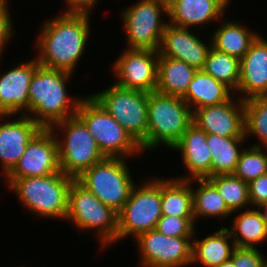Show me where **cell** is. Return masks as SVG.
<instances>
[{
	"label": "cell",
	"instance_id": "cb8c5ba5",
	"mask_svg": "<svg viewBox=\"0 0 267 267\" xmlns=\"http://www.w3.org/2000/svg\"><path fill=\"white\" fill-rule=\"evenodd\" d=\"M196 72V68L189 66L184 61L159 56L156 91L182 98Z\"/></svg>",
	"mask_w": 267,
	"mask_h": 267
},
{
	"label": "cell",
	"instance_id": "d6a6232c",
	"mask_svg": "<svg viewBox=\"0 0 267 267\" xmlns=\"http://www.w3.org/2000/svg\"><path fill=\"white\" fill-rule=\"evenodd\" d=\"M264 174H267V148L251 146L243 149L233 175L249 183Z\"/></svg>",
	"mask_w": 267,
	"mask_h": 267
},
{
	"label": "cell",
	"instance_id": "d4e9b609",
	"mask_svg": "<svg viewBox=\"0 0 267 267\" xmlns=\"http://www.w3.org/2000/svg\"><path fill=\"white\" fill-rule=\"evenodd\" d=\"M192 180L161 179V212L166 216L194 217Z\"/></svg>",
	"mask_w": 267,
	"mask_h": 267
},
{
	"label": "cell",
	"instance_id": "ffe728a7",
	"mask_svg": "<svg viewBox=\"0 0 267 267\" xmlns=\"http://www.w3.org/2000/svg\"><path fill=\"white\" fill-rule=\"evenodd\" d=\"M171 149L180 151L182 163L188 174L178 179L192 180L211 177L212 155L205 131L192 123Z\"/></svg>",
	"mask_w": 267,
	"mask_h": 267
},
{
	"label": "cell",
	"instance_id": "9a60e30c",
	"mask_svg": "<svg viewBox=\"0 0 267 267\" xmlns=\"http://www.w3.org/2000/svg\"><path fill=\"white\" fill-rule=\"evenodd\" d=\"M234 100V101H233ZM192 123L207 134L245 137L244 100L228 101L193 110Z\"/></svg>",
	"mask_w": 267,
	"mask_h": 267
},
{
	"label": "cell",
	"instance_id": "5bb4252c",
	"mask_svg": "<svg viewBox=\"0 0 267 267\" xmlns=\"http://www.w3.org/2000/svg\"><path fill=\"white\" fill-rule=\"evenodd\" d=\"M158 58V50L126 47L113 63L112 70L117 77L115 84L147 93L156 91Z\"/></svg>",
	"mask_w": 267,
	"mask_h": 267
},
{
	"label": "cell",
	"instance_id": "1f68e13d",
	"mask_svg": "<svg viewBox=\"0 0 267 267\" xmlns=\"http://www.w3.org/2000/svg\"><path fill=\"white\" fill-rule=\"evenodd\" d=\"M207 179L216 187L232 212L236 213L250 205L247 182L233 174L216 175Z\"/></svg>",
	"mask_w": 267,
	"mask_h": 267
},
{
	"label": "cell",
	"instance_id": "836d02e7",
	"mask_svg": "<svg viewBox=\"0 0 267 267\" xmlns=\"http://www.w3.org/2000/svg\"><path fill=\"white\" fill-rule=\"evenodd\" d=\"M195 227L194 217L162 215L155 229L165 236L193 237Z\"/></svg>",
	"mask_w": 267,
	"mask_h": 267
},
{
	"label": "cell",
	"instance_id": "4dcf8cb0",
	"mask_svg": "<svg viewBox=\"0 0 267 267\" xmlns=\"http://www.w3.org/2000/svg\"><path fill=\"white\" fill-rule=\"evenodd\" d=\"M244 112L245 137L256 136L261 145L251 146L267 148V95L244 100Z\"/></svg>",
	"mask_w": 267,
	"mask_h": 267
},
{
	"label": "cell",
	"instance_id": "6da1fadb",
	"mask_svg": "<svg viewBox=\"0 0 267 267\" xmlns=\"http://www.w3.org/2000/svg\"><path fill=\"white\" fill-rule=\"evenodd\" d=\"M89 18V14L61 13L44 21L35 43L39 65L74 73L88 43Z\"/></svg>",
	"mask_w": 267,
	"mask_h": 267
},
{
	"label": "cell",
	"instance_id": "f546056e",
	"mask_svg": "<svg viewBox=\"0 0 267 267\" xmlns=\"http://www.w3.org/2000/svg\"><path fill=\"white\" fill-rule=\"evenodd\" d=\"M202 70L236 93L240 78V60L211 47Z\"/></svg>",
	"mask_w": 267,
	"mask_h": 267
},
{
	"label": "cell",
	"instance_id": "8992f818",
	"mask_svg": "<svg viewBox=\"0 0 267 267\" xmlns=\"http://www.w3.org/2000/svg\"><path fill=\"white\" fill-rule=\"evenodd\" d=\"M76 115L85 123L105 157L126 159L143 152L131 135L91 95L83 97Z\"/></svg>",
	"mask_w": 267,
	"mask_h": 267
},
{
	"label": "cell",
	"instance_id": "7c38bea8",
	"mask_svg": "<svg viewBox=\"0 0 267 267\" xmlns=\"http://www.w3.org/2000/svg\"><path fill=\"white\" fill-rule=\"evenodd\" d=\"M193 237H171L156 229L140 234L135 240L142 267H183L191 265Z\"/></svg>",
	"mask_w": 267,
	"mask_h": 267
},
{
	"label": "cell",
	"instance_id": "e0dca14e",
	"mask_svg": "<svg viewBox=\"0 0 267 267\" xmlns=\"http://www.w3.org/2000/svg\"><path fill=\"white\" fill-rule=\"evenodd\" d=\"M38 66L35 57L0 74V115L28 114L29 86Z\"/></svg>",
	"mask_w": 267,
	"mask_h": 267
},
{
	"label": "cell",
	"instance_id": "5b68a950",
	"mask_svg": "<svg viewBox=\"0 0 267 267\" xmlns=\"http://www.w3.org/2000/svg\"><path fill=\"white\" fill-rule=\"evenodd\" d=\"M58 142L60 171L73 179L105 158L85 123L77 116L66 118L50 127ZM62 131L58 138L54 129ZM60 128V129H59ZM66 136V137H65ZM63 139V140H62Z\"/></svg>",
	"mask_w": 267,
	"mask_h": 267
},
{
	"label": "cell",
	"instance_id": "7402d4cb",
	"mask_svg": "<svg viewBox=\"0 0 267 267\" xmlns=\"http://www.w3.org/2000/svg\"><path fill=\"white\" fill-rule=\"evenodd\" d=\"M193 238L191 264L201 263L205 267H213L230 260L236 247L228 227L221 226L219 231L203 240H198L195 236Z\"/></svg>",
	"mask_w": 267,
	"mask_h": 267
},
{
	"label": "cell",
	"instance_id": "484cf974",
	"mask_svg": "<svg viewBox=\"0 0 267 267\" xmlns=\"http://www.w3.org/2000/svg\"><path fill=\"white\" fill-rule=\"evenodd\" d=\"M220 24L219 28L211 36L212 47L240 60L249 50L251 43L259 33L250 31V29L237 21L226 20Z\"/></svg>",
	"mask_w": 267,
	"mask_h": 267
},
{
	"label": "cell",
	"instance_id": "60d3db41",
	"mask_svg": "<svg viewBox=\"0 0 267 267\" xmlns=\"http://www.w3.org/2000/svg\"><path fill=\"white\" fill-rule=\"evenodd\" d=\"M263 267H267V259L265 260V263H264Z\"/></svg>",
	"mask_w": 267,
	"mask_h": 267
},
{
	"label": "cell",
	"instance_id": "52a82bcc",
	"mask_svg": "<svg viewBox=\"0 0 267 267\" xmlns=\"http://www.w3.org/2000/svg\"><path fill=\"white\" fill-rule=\"evenodd\" d=\"M117 212L103 204L91 191L82 186L76 179L70 185L68 193V220L80 229H95L100 247L116 242Z\"/></svg>",
	"mask_w": 267,
	"mask_h": 267
},
{
	"label": "cell",
	"instance_id": "ba28073f",
	"mask_svg": "<svg viewBox=\"0 0 267 267\" xmlns=\"http://www.w3.org/2000/svg\"><path fill=\"white\" fill-rule=\"evenodd\" d=\"M161 216V179L155 177L140 186L134 185L117 214L116 241L131 235L136 239L140 234L154 230Z\"/></svg>",
	"mask_w": 267,
	"mask_h": 267
},
{
	"label": "cell",
	"instance_id": "9c48e42d",
	"mask_svg": "<svg viewBox=\"0 0 267 267\" xmlns=\"http://www.w3.org/2000/svg\"><path fill=\"white\" fill-rule=\"evenodd\" d=\"M76 180L117 213L128 200L135 185L126 159L118 157H105Z\"/></svg>",
	"mask_w": 267,
	"mask_h": 267
},
{
	"label": "cell",
	"instance_id": "2e32d148",
	"mask_svg": "<svg viewBox=\"0 0 267 267\" xmlns=\"http://www.w3.org/2000/svg\"><path fill=\"white\" fill-rule=\"evenodd\" d=\"M11 116L14 115H0V163L4 178L14 169L30 140L42 128L27 115L21 114L15 120L9 119ZM6 117L10 121L2 123Z\"/></svg>",
	"mask_w": 267,
	"mask_h": 267
},
{
	"label": "cell",
	"instance_id": "277c9868",
	"mask_svg": "<svg viewBox=\"0 0 267 267\" xmlns=\"http://www.w3.org/2000/svg\"><path fill=\"white\" fill-rule=\"evenodd\" d=\"M147 117L145 151H151L162 144L172 148L192 124L193 111L181 97L152 91L148 93Z\"/></svg>",
	"mask_w": 267,
	"mask_h": 267
},
{
	"label": "cell",
	"instance_id": "e575fe53",
	"mask_svg": "<svg viewBox=\"0 0 267 267\" xmlns=\"http://www.w3.org/2000/svg\"><path fill=\"white\" fill-rule=\"evenodd\" d=\"M231 260L235 267H263L266 257L258 248L235 247Z\"/></svg>",
	"mask_w": 267,
	"mask_h": 267
},
{
	"label": "cell",
	"instance_id": "ab89813d",
	"mask_svg": "<svg viewBox=\"0 0 267 267\" xmlns=\"http://www.w3.org/2000/svg\"><path fill=\"white\" fill-rule=\"evenodd\" d=\"M213 267H235L232 260H227L219 265L213 266Z\"/></svg>",
	"mask_w": 267,
	"mask_h": 267
},
{
	"label": "cell",
	"instance_id": "4fadbf2b",
	"mask_svg": "<svg viewBox=\"0 0 267 267\" xmlns=\"http://www.w3.org/2000/svg\"><path fill=\"white\" fill-rule=\"evenodd\" d=\"M60 172L58 142L51 128H41L28 143L14 169L5 177L9 185L14 179L48 176Z\"/></svg>",
	"mask_w": 267,
	"mask_h": 267
},
{
	"label": "cell",
	"instance_id": "83f0119b",
	"mask_svg": "<svg viewBox=\"0 0 267 267\" xmlns=\"http://www.w3.org/2000/svg\"><path fill=\"white\" fill-rule=\"evenodd\" d=\"M197 181L198 188L191 185L193 194V216L195 223L200 217H221L226 219L234 214L227 206L222 195L208 179H192Z\"/></svg>",
	"mask_w": 267,
	"mask_h": 267
},
{
	"label": "cell",
	"instance_id": "8d00e7d4",
	"mask_svg": "<svg viewBox=\"0 0 267 267\" xmlns=\"http://www.w3.org/2000/svg\"><path fill=\"white\" fill-rule=\"evenodd\" d=\"M251 208L267 203V174L261 175L248 183Z\"/></svg>",
	"mask_w": 267,
	"mask_h": 267
},
{
	"label": "cell",
	"instance_id": "3957f363",
	"mask_svg": "<svg viewBox=\"0 0 267 267\" xmlns=\"http://www.w3.org/2000/svg\"><path fill=\"white\" fill-rule=\"evenodd\" d=\"M74 179L61 171L48 176L14 179L8 187L23 207L38 217L66 219L68 193Z\"/></svg>",
	"mask_w": 267,
	"mask_h": 267
},
{
	"label": "cell",
	"instance_id": "d590c367",
	"mask_svg": "<svg viewBox=\"0 0 267 267\" xmlns=\"http://www.w3.org/2000/svg\"><path fill=\"white\" fill-rule=\"evenodd\" d=\"M8 0H0V60L6 43L13 37V23L8 10Z\"/></svg>",
	"mask_w": 267,
	"mask_h": 267
},
{
	"label": "cell",
	"instance_id": "603a6c76",
	"mask_svg": "<svg viewBox=\"0 0 267 267\" xmlns=\"http://www.w3.org/2000/svg\"><path fill=\"white\" fill-rule=\"evenodd\" d=\"M233 94L234 92L232 93L224 83L217 81L203 70H197L182 99L193 111L228 101L234 96Z\"/></svg>",
	"mask_w": 267,
	"mask_h": 267
},
{
	"label": "cell",
	"instance_id": "7a4b0ae2",
	"mask_svg": "<svg viewBox=\"0 0 267 267\" xmlns=\"http://www.w3.org/2000/svg\"><path fill=\"white\" fill-rule=\"evenodd\" d=\"M72 73L39 65L29 86V114L43 128L76 115L83 99L69 97L66 83Z\"/></svg>",
	"mask_w": 267,
	"mask_h": 267
},
{
	"label": "cell",
	"instance_id": "8fae6325",
	"mask_svg": "<svg viewBox=\"0 0 267 267\" xmlns=\"http://www.w3.org/2000/svg\"><path fill=\"white\" fill-rule=\"evenodd\" d=\"M167 1L139 0L122 11V21L129 49L158 50L167 21ZM162 18V19H161Z\"/></svg>",
	"mask_w": 267,
	"mask_h": 267
},
{
	"label": "cell",
	"instance_id": "74e56055",
	"mask_svg": "<svg viewBox=\"0 0 267 267\" xmlns=\"http://www.w3.org/2000/svg\"><path fill=\"white\" fill-rule=\"evenodd\" d=\"M98 0H65L68 7L64 13L74 14H91L92 8H94Z\"/></svg>",
	"mask_w": 267,
	"mask_h": 267
},
{
	"label": "cell",
	"instance_id": "44dd1931",
	"mask_svg": "<svg viewBox=\"0 0 267 267\" xmlns=\"http://www.w3.org/2000/svg\"><path fill=\"white\" fill-rule=\"evenodd\" d=\"M231 0H168L169 24L181 28L204 26L222 18Z\"/></svg>",
	"mask_w": 267,
	"mask_h": 267
},
{
	"label": "cell",
	"instance_id": "30bf717a",
	"mask_svg": "<svg viewBox=\"0 0 267 267\" xmlns=\"http://www.w3.org/2000/svg\"><path fill=\"white\" fill-rule=\"evenodd\" d=\"M145 151L148 93L114 84L91 95Z\"/></svg>",
	"mask_w": 267,
	"mask_h": 267
},
{
	"label": "cell",
	"instance_id": "f1b7e54d",
	"mask_svg": "<svg viewBox=\"0 0 267 267\" xmlns=\"http://www.w3.org/2000/svg\"><path fill=\"white\" fill-rule=\"evenodd\" d=\"M248 207L236 218H233L232 228L229 230L237 247L256 248L267 240V226L262 220L259 210Z\"/></svg>",
	"mask_w": 267,
	"mask_h": 267
},
{
	"label": "cell",
	"instance_id": "d6986e66",
	"mask_svg": "<svg viewBox=\"0 0 267 267\" xmlns=\"http://www.w3.org/2000/svg\"><path fill=\"white\" fill-rule=\"evenodd\" d=\"M237 93L241 100L267 95V40L260 34L240 59Z\"/></svg>",
	"mask_w": 267,
	"mask_h": 267
},
{
	"label": "cell",
	"instance_id": "f35d334b",
	"mask_svg": "<svg viewBox=\"0 0 267 267\" xmlns=\"http://www.w3.org/2000/svg\"><path fill=\"white\" fill-rule=\"evenodd\" d=\"M258 210L261 214L262 220L265 222L267 226V203H264L258 207Z\"/></svg>",
	"mask_w": 267,
	"mask_h": 267
},
{
	"label": "cell",
	"instance_id": "ac0fdd59",
	"mask_svg": "<svg viewBox=\"0 0 267 267\" xmlns=\"http://www.w3.org/2000/svg\"><path fill=\"white\" fill-rule=\"evenodd\" d=\"M206 45L188 28L167 24L158 49L159 56L184 61L189 66L202 70L212 41Z\"/></svg>",
	"mask_w": 267,
	"mask_h": 267
},
{
	"label": "cell",
	"instance_id": "4316f807",
	"mask_svg": "<svg viewBox=\"0 0 267 267\" xmlns=\"http://www.w3.org/2000/svg\"><path fill=\"white\" fill-rule=\"evenodd\" d=\"M246 137H223L207 134L212 155L211 176L233 174L239 160L241 146ZM240 147V148H239Z\"/></svg>",
	"mask_w": 267,
	"mask_h": 267
}]
</instances>
